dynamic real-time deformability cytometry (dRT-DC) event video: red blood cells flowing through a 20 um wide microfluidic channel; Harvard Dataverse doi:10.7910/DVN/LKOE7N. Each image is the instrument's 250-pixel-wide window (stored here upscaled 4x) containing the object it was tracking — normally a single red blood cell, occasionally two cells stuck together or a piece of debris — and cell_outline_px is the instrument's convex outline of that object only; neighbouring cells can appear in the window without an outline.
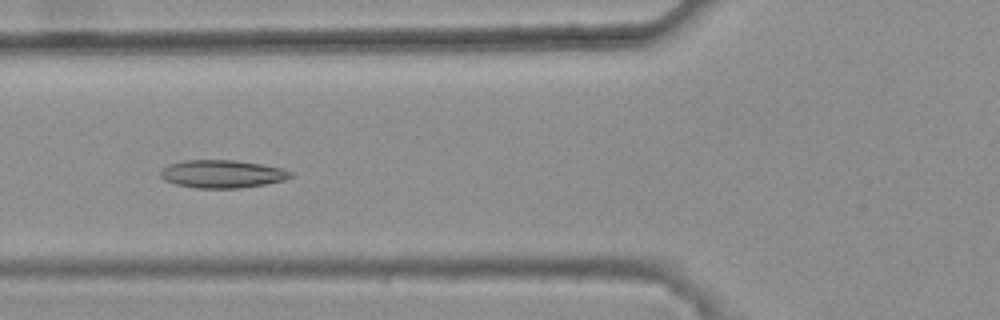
{"species": "common noctule bat (a hibernating species)", "species_latin": "Nyctalus noctula", "temperature_condition": "warm", "stored_images_in_passage": 38, "camera_frame_rate_fps": 3000, "um_per_image_px": 0.085, "animal": {"sex": "female", "body_mass_g": 25.1}, "frame": {"image": 1, "passage_image": 13, "time_ms": 4.0, "image_size_px": [1000, 320], "cell_outline_px": [[296, 176], [284, 180], [264, 184], [240, 188], [196, 188], [176, 184], [164, 180], [160, 176], [160, 172], [168, 164], [184, 160], [236, 160], [284, 168], [292, 172]], "centroid_in_image_um": [18.91, 14.78], "position_along_channel_um": 106.9, "area_um2": 21.27}}
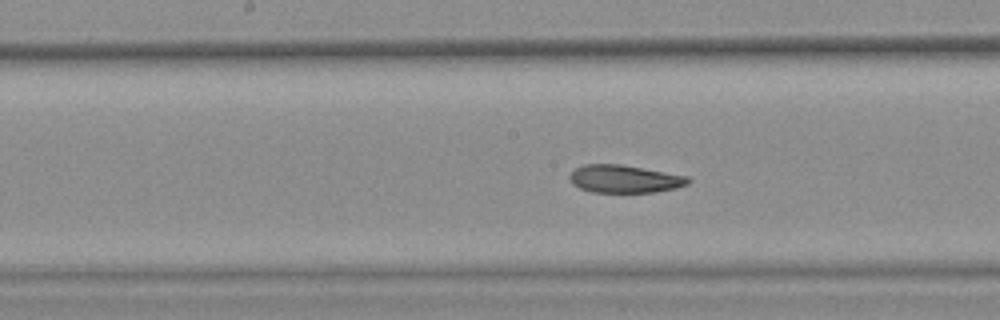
{"frame": {"image": 2, "passage_image": 20, "time_ms": 6.333, "image_size_px": [1000, 320], "cell_outline_px": [[692, 180], [688, 184], [676, 188], [652, 192], [592, 192], [580, 188], [572, 184], [568, 180], [568, 176], [576, 168], [584, 164], [620, 164], [688, 176]], "centroid_in_image_um": [53.07, 15.21], "position_along_channel_um": 195.1, "area_um2": 19.19}}
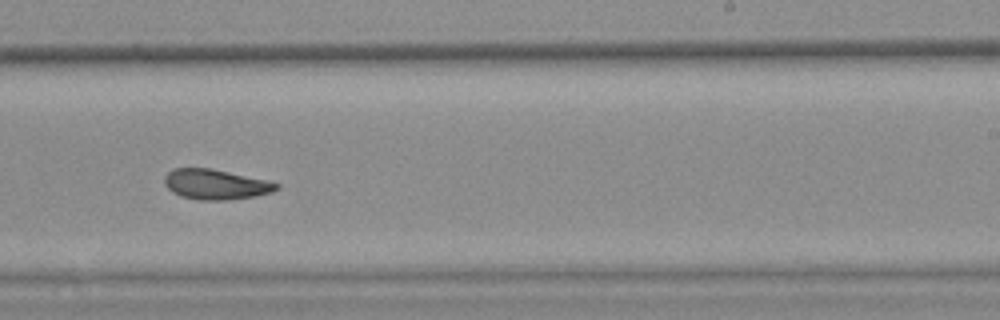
{"frame": {"image": 3, "passage_image": 26, "time_ms": 8.333, "image_size_px": [1000, 320], "cell_outline_px": [[280, 188], [272, 192], [256, 196], [224, 200], [200, 200], [180, 196], [172, 192], [164, 184], [164, 176], [172, 168], [212, 168], [268, 180], [280, 184]], "centroid_in_image_um": [18.34, 15.66], "position_along_channel_um": 270.7, "area_um2": 19.88}, "authors_computed_cell_mechanics": {"area_um2": 20.1433, "velocity_mm_per_s": 3.789, "shape_relaxation_time_tau1_ms": null, "shape_relaxation_time_tau2_ms": 3.7999, "deformation_change_tau1": null, "deformation_change_tau2": 0.0901}}